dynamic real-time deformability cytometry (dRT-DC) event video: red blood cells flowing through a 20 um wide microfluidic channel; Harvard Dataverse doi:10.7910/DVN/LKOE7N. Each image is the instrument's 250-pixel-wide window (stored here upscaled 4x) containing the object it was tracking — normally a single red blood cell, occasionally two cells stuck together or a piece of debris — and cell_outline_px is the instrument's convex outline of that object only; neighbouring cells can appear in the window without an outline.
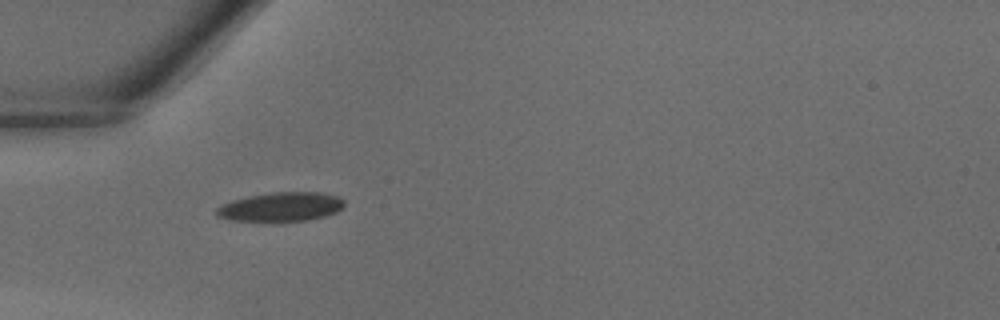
{"species": "common noctule bat (a hibernating species)", "species_latin": "Nyctalus noctula", "temperature_condition": "warm", "stored_images_in_passage": 29, "camera_frame_rate_fps": 3000, "um_per_image_px": 0.085, "animal": {"sex": "male", "body_mass_g": 18.8}, "frame": {"image": 1, "passage_image": 1, "time_ms": 0.0, "image_size_px": [1000, 320], "cell_outline_px": [[344, 204], [336, 212], [324, 216], [308, 220], [232, 220], [216, 216], [216, 208], [220, 204], [232, 200], [248, 196], [272, 192], [320, 192], [340, 196], [344, 200]], "centroid_in_image_um": [23.88, 17.55], "position_along_channel_um": 61.1, "area_um2": 21.44}}
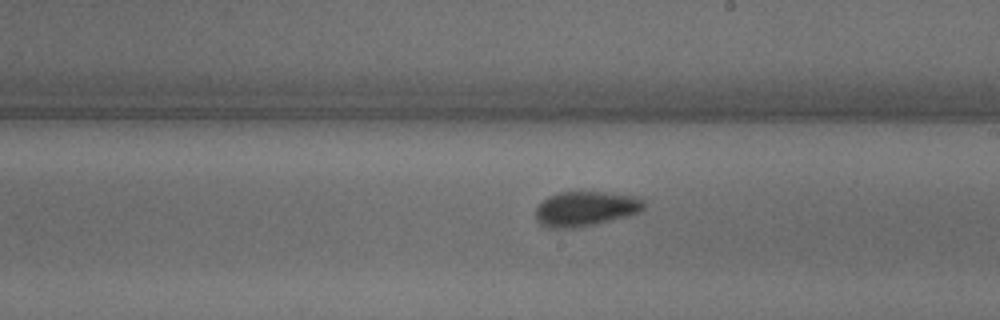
{"frame": {"image": 2, "passage_image": 12, "time_ms": 3.667, "image_size_px": [1000, 320], "cell_outline_px": [[644, 208], [640, 212], [592, 224], [572, 228], [548, 228], [540, 224], [536, 216], [536, 208], [548, 196], [560, 192], [604, 192], [636, 196], [644, 200]], "centroid_in_image_um": [49.76, 17.73], "position_along_channel_um": 239.2, "area_um2": 21.62}}
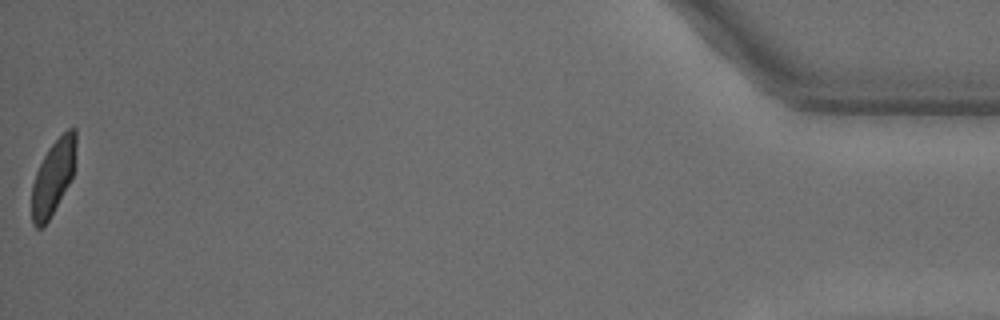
{"frame": {"image": 3, "passage_image": 29, "time_ms": 9.333, "image_size_px": [1000, 320], "cell_outline_px": [[76, 148], [72, 176], [68, 184], [48, 220], [40, 228], [36, 228], [32, 224], [32, 184], [36, 172], [48, 148], [68, 128], [76, 128]], "centroid_in_image_um": [4.51, 15.03], "position_along_channel_um": 430.7, "area_um2": 18.79}}